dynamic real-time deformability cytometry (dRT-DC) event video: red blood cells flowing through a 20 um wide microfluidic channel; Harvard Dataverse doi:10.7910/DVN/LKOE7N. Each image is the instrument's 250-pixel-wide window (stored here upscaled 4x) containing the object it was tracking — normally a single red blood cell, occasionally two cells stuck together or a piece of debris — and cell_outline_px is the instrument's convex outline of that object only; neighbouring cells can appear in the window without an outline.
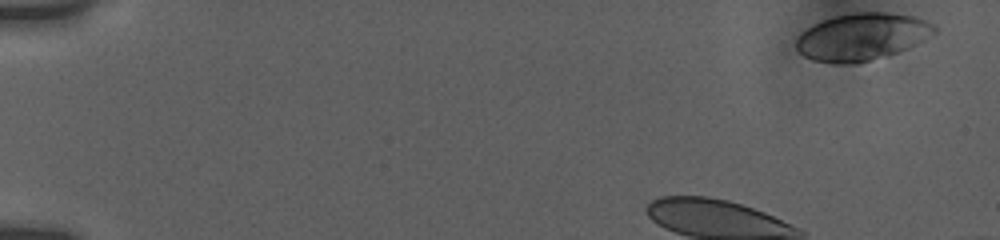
{"species": "human", "species_latin": "Homo sapiens", "temperature_condition": "room temperature", "stored_images_in_passage": 12, "camera_frame_rate_fps": 3000, "um_per_image_px": 0.085, "donor": {"sex": "female"}, "frame": {"image": 1, "passage_image": 1, "time_ms": 0.0, "image_size_px": [1000, 240], "cell_outline_px": [[936, 32], [908, 48], [888, 56], [856, 64], [832, 64], [812, 60], [804, 56], [796, 48], [796, 40], [800, 32], [824, 20], [836, 16], [856, 12], [884, 12], [912, 16], [924, 20], [932, 24], [936, 28]], "centroid_in_image_um": [73.24, 3.15], "position_along_channel_um": 11.8, "area_um2": 37.92}}
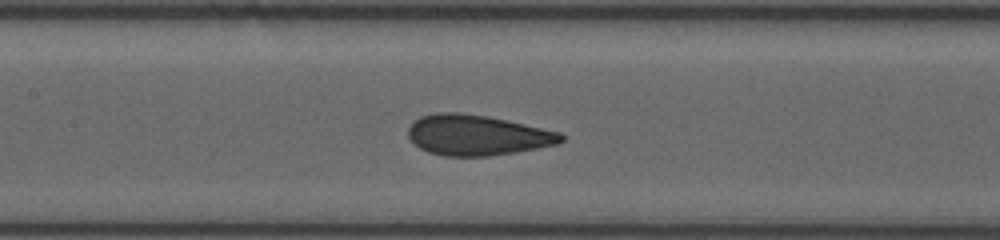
{"frame": {"image": 2, "passage_image": 12, "time_ms": 6.667, "image_size_px": [1000, 240], "cell_outline_px": [[568, 136], [564, 140], [556, 144], [516, 152], [488, 156], [444, 156], [428, 152], [420, 148], [408, 136], [408, 128], [420, 116], [436, 112], [452, 112], [488, 116], [560, 132]], "centroid_in_image_um": [40.57, 11.49], "position_along_channel_um": 166.8, "area_um2": 35.89}}